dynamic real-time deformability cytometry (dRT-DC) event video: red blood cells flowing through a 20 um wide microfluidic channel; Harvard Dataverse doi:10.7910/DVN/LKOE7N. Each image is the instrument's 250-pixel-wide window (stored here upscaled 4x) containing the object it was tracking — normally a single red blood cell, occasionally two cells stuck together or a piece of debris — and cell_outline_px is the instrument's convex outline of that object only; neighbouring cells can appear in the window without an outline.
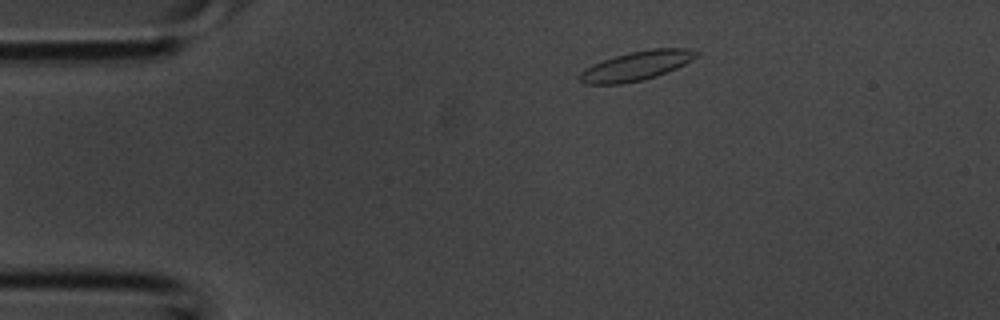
{"species": "common noctule bat (a hibernating species)", "species_latin": "Nyctalus noctula", "temperature_condition": "room temperature", "stored_images_in_passage": 3, "camera_frame_rate_fps": 3000, "um_per_image_px": 0.085, "animal": {"sex": "male", "body_mass_g": 20.1, "forearm_length_mm": 53.5}, "frame": {"image": 1, "passage_image": 3, "time_ms": 0.667, "image_size_px": [1000, 320], "cell_outline_px": [[700, 56], [676, 68], [656, 76], [640, 80], [620, 84], [584, 84], [580, 80], [580, 72], [604, 60], [628, 52], [652, 48], [692, 48], [700, 52]], "centroid_in_image_um": [54.18, 5.57], "position_along_channel_um": 30.8, "area_um2": 19.65}}